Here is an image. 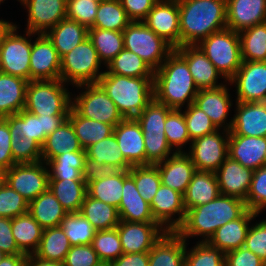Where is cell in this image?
Wrapping results in <instances>:
<instances>
[{
    "mask_svg": "<svg viewBox=\"0 0 266 266\" xmlns=\"http://www.w3.org/2000/svg\"><path fill=\"white\" fill-rule=\"evenodd\" d=\"M124 158L131 166L146 165L143 132L135 118L123 119L113 130Z\"/></svg>",
    "mask_w": 266,
    "mask_h": 266,
    "instance_id": "obj_21",
    "label": "cell"
},
{
    "mask_svg": "<svg viewBox=\"0 0 266 266\" xmlns=\"http://www.w3.org/2000/svg\"><path fill=\"white\" fill-rule=\"evenodd\" d=\"M154 220L166 231H175L185 218L183 194L161 184L150 204ZM175 214L178 218H174ZM173 216V218H172Z\"/></svg>",
    "mask_w": 266,
    "mask_h": 266,
    "instance_id": "obj_19",
    "label": "cell"
},
{
    "mask_svg": "<svg viewBox=\"0 0 266 266\" xmlns=\"http://www.w3.org/2000/svg\"><path fill=\"white\" fill-rule=\"evenodd\" d=\"M28 213L43 229L60 226L68 214L49 189L29 202Z\"/></svg>",
    "mask_w": 266,
    "mask_h": 266,
    "instance_id": "obj_35",
    "label": "cell"
},
{
    "mask_svg": "<svg viewBox=\"0 0 266 266\" xmlns=\"http://www.w3.org/2000/svg\"><path fill=\"white\" fill-rule=\"evenodd\" d=\"M60 226L72 246L91 244L97 231L80 212L68 213Z\"/></svg>",
    "mask_w": 266,
    "mask_h": 266,
    "instance_id": "obj_49",
    "label": "cell"
},
{
    "mask_svg": "<svg viewBox=\"0 0 266 266\" xmlns=\"http://www.w3.org/2000/svg\"><path fill=\"white\" fill-rule=\"evenodd\" d=\"M26 266H64V264L62 262L43 260L31 254L27 255Z\"/></svg>",
    "mask_w": 266,
    "mask_h": 266,
    "instance_id": "obj_67",
    "label": "cell"
},
{
    "mask_svg": "<svg viewBox=\"0 0 266 266\" xmlns=\"http://www.w3.org/2000/svg\"><path fill=\"white\" fill-rule=\"evenodd\" d=\"M154 77H127L105 71L97 84L115 103L124 119L136 118L153 100Z\"/></svg>",
    "mask_w": 266,
    "mask_h": 266,
    "instance_id": "obj_5",
    "label": "cell"
},
{
    "mask_svg": "<svg viewBox=\"0 0 266 266\" xmlns=\"http://www.w3.org/2000/svg\"><path fill=\"white\" fill-rule=\"evenodd\" d=\"M220 129L191 141L190 151L186 153L196 170L216 172L228 157V141L230 131ZM225 137V138H224Z\"/></svg>",
    "mask_w": 266,
    "mask_h": 266,
    "instance_id": "obj_13",
    "label": "cell"
},
{
    "mask_svg": "<svg viewBox=\"0 0 266 266\" xmlns=\"http://www.w3.org/2000/svg\"><path fill=\"white\" fill-rule=\"evenodd\" d=\"M88 28L78 22L64 18L45 34L53 43L58 55L62 58L78 44L88 38Z\"/></svg>",
    "mask_w": 266,
    "mask_h": 266,
    "instance_id": "obj_34",
    "label": "cell"
},
{
    "mask_svg": "<svg viewBox=\"0 0 266 266\" xmlns=\"http://www.w3.org/2000/svg\"><path fill=\"white\" fill-rule=\"evenodd\" d=\"M28 80L0 72V117L24 109Z\"/></svg>",
    "mask_w": 266,
    "mask_h": 266,
    "instance_id": "obj_33",
    "label": "cell"
},
{
    "mask_svg": "<svg viewBox=\"0 0 266 266\" xmlns=\"http://www.w3.org/2000/svg\"><path fill=\"white\" fill-rule=\"evenodd\" d=\"M29 202L6 182L0 188V217L15 218L28 212Z\"/></svg>",
    "mask_w": 266,
    "mask_h": 266,
    "instance_id": "obj_56",
    "label": "cell"
},
{
    "mask_svg": "<svg viewBox=\"0 0 266 266\" xmlns=\"http://www.w3.org/2000/svg\"><path fill=\"white\" fill-rule=\"evenodd\" d=\"M246 210L241 199L220 194L204 205L186 210L183 223L175 231L185 241L202 236V242H207L219 227L239 218Z\"/></svg>",
    "mask_w": 266,
    "mask_h": 266,
    "instance_id": "obj_4",
    "label": "cell"
},
{
    "mask_svg": "<svg viewBox=\"0 0 266 266\" xmlns=\"http://www.w3.org/2000/svg\"><path fill=\"white\" fill-rule=\"evenodd\" d=\"M194 104L209 116L217 129L224 127L223 130L230 131L233 119L226 124L225 121H227L232 102L226 84L214 89L199 90Z\"/></svg>",
    "mask_w": 266,
    "mask_h": 266,
    "instance_id": "obj_27",
    "label": "cell"
},
{
    "mask_svg": "<svg viewBox=\"0 0 266 266\" xmlns=\"http://www.w3.org/2000/svg\"><path fill=\"white\" fill-rule=\"evenodd\" d=\"M173 109L153 100L135 118L140 124L145 144L146 165L163 162L172 153L165 136V120Z\"/></svg>",
    "mask_w": 266,
    "mask_h": 266,
    "instance_id": "obj_6",
    "label": "cell"
},
{
    "mask_svg": "<svg viewBox=\"0 0 266 266\" xmlns=\"http://www.w3.org/2000/svg\"><path fill=\"white\" fill-rule=\"evenodd\" d=\"M120 221L157 223L147 203L136 188L129 170H123V192L118 208Z\"/></svg>",
    "mask_w": 266,
    "mask_h": 266,
    "instance_id": "obj_29",
    "label": "cell"
},
{
    "mask_svg": "<svg viewBox=\"0 0 266 266\" xmlns=\"http://www.w3.org/2000/svg\"><path fill=\"white\" fill-rule=\"evenodd\" d=\"M198 91L187 61L174 49L154 71V99L171 109L181 110L185 102L186 106L194 103Z\"/></svg>",
    "mask_w": 266,
    "mask_h": 266,
    "instance_id": "obj_3",
    "label": "cell"
},
{
    "mask_svg": "<svg viewBox=\"0 0 266 266\" xmlns=\"http://www.w3.org/2000/svg\"><path fill=\"white\" fill-rule=\"evenodd\" d=\"M161 184L184 194L197 171L186 152H173L172 156L156 164Z\"/></svg>",
    "mask_w": 266,
    "mask_h": 266,
    "instance_id": "obj_26",
    "label": "cell"
},
{
    "mask_svg": "<svg viewBox=\"0 0 266 266\" xmlns=\"http://www.w3.org/2000/svg\"><path fill=\"white\" fill-rule=\"evenodd\" d=\"M91 245L105 266L123 254L117 228L96 231Z\"/></svg>",
    "mask_w": 266,
    "mask_h": 266,
    "instance_id": "obj_51",
    "label": "cell"
},
{
    "mask_svg": "<svg viewBox=\"0 0 266 266\" xmlns=\"http://www.w3.org/2000/svg\"><path fill=\"white\" fill-rule=\"evenodd\" d=\"M262 266H266V259L263 260Z\"/></svg>",
    "mask_w": 266,
    "mask_h": 266,
    "instance_id": "obj_72",
    "label": "cell"
},
{
    "mask_svg": "<svg viewBox=\"0 0 266 266\" xmlns=\"http://www.w3.org/2000/svg\"><path fill=\"white\" fill-rule=\"evenodd\" d=\"M184 266H225V253L207 242L198 241L185 253Z\"/></svg>",
    "mask_w": 266,
    "mask_h": 266,
    "instance_id": "obj_52",
    "label": "cell"
},
{
    "mask_svg": "<svg viewBox=\"0 0 266 266\" xmlns=\"http://www.w3.org/2000/svg\"><path fill=\"white\" fill-rule=\"evenodd\" d=\"M88 38L97 51L99 60L108 64L119 52L124 49L123 32L89 28Z\"/></svg>",
    "mask_w": 266,
    "mask_h": 266,
    "instance_id": "obj_45",
    "label": "cell"
},
{
    "mask_svg": "<svg viewBox=\"0 0 266 266\" xmlns=\"http://www.w3.org/2000/svg\"><path fill=\"white\" fill-rule=\"evenodd\" d=\"M6 256V254L2 251H0V263L2 262L3 258Z\"/></svg>",
    "mask_w": 266,
    "mask_h": 266,
    "instance_id": "obj_70",
    "label": "cell"
},
{
    "mask_svg": "<svg viewBox=\"0 0 266 266\" xmlns=\"http://www.w3.org/2000/svg\"><path fill=\"white\" fill-rule=\"evenodd\" d=\"M227 28L241 32L266 21V0H226Z\"/></svg>",
    "mask_w": 266,
    "mask_h": 266,
    "instance_id": "obj_28",
    "label": "cell"
},
{
    "mask_svg": "<svg viewBox=\"0 0 266 266\" xmlns=\"http://www.w3.org/2000/svg\"><path fill=\"white\" fill-rule=\"evenodd\" d=\"M0 251L6 255L23 254L12 235L11 219L0 217Z\"/></svg>",
    "mask_w": 266,
    "mask_h": 266,
    "instance_id": "obj_64",
    "label": "cell"
},
{
    "mask_svg": "<svg viewBox=\"0 0 266 266\" xmlns=\"http://www.w3.org/2000/svg\"><path fill=\"white\" fill-rule=\"evenodd\" d=\"M11 133L12 157L16 164L42 161L46 137L68 118V115H33L26 110L3 117Z\"/></svg>",
    "mask_w": 266,
    "mask_h": 266,
    "instance_id": "obj_1",
    "label": "cell"
},
{
    "mask_svg": "<svg viewBox=\"0 0 266 266\" xmlns=\"http://www.w3.org/2000/svg\"><path fill=\"white\" fill-rule=\"evenodd\" d=\"M123 192V170L113 176L87 183V194L99 201L119 208Z\"/></svg>",
    "mask_w": 266,
    "mask_h": 266,
    "instance_id": "obj_47",
    "label": "cell"
},
{
    "mask_svg": "<svg viewBox=\"0 0 266 266\" xmlns=\"http://www.w3.org/2000/svg\"><path fill=\"white\" fill-rule=\"evenodd\" d=\"M11 228L18 249L25 255L34 254L43 233V228L38 222L27 212L12 218Z\"/></svg>",
    "mask_w": 266,
    "mask_h": 266,
    "instance_id": "obj_37",
    "label": "cell"
},
{
    "mask_svg": "<svg viewBox=\"0 0 266 266\" xmlns=\"http://www.w3.org/2000/svg\"><path fill=\"white\" fill-rule=\"evenodd\" d=\"M129 175L134 179L142 198L149 204L161 186V177L156 165L132 166Z\"/></svg>",
    "mask_w": 266,
    "mask_h": 266,
    "instance_id": "obj_50",
    "label": "cell"
},
{
    "mask_svg": "<svg viewBox=\"0 0 266 266\" xmlns=\"http://www.w3.org/2000/svg\"><path fill=\"white\" fill-rule=\"evenodd\" d=\"M82 149L74 127L67 118L62 125L46 137L42 145V161L46 163L64 153L81 151Z\"/></svg>",
    "mask_w": 266,
    "mask_h": 266,
    "instance_id": "obj_36",
    "label": "cell"
},
{
    "mask_svg": "<svg viewBox=\"0 0 266 266\" xmlns=\"http://www.w3.org/2000/svg\"><path fill=\"white\" fill-rule=\"evenodd\" d=\"M220 193L245 202L252 181L253 170L243 167L229 156L215 172Z\"/></svg>",
    "mask_w": 266,
    "mask_h": 266,
    "instance_id": "obj_23",
    "label": "cell"
},
{
    "mask_svg": "<svg viewBox=\"0 0 266 266\" xmlns=\"http://www.w3.org/2000/svg\"><path fill=\"white\" fill-rule=\"evenodd\" d=\"M86 86V87H85ZM77 88H85L72 102V108L82 117L115 127L124 118L118 111L115 103L97 84H80Z\"/></svg>",
    "mask_w": 266,
    "mask_h": 266,
    "instance_id": "obj_12",
    "label": "cell"
},
{
    "mask_svg": "<svg viewBox=\"0 0 266 266\" xmlns=\"http://www.w3.org/2000/svg\"><path fill=\"white\" fill-rule=\"evenodd\" d=\"M76 136L83 149L113 134L114 127L103 122L80 116L72 107L68 114Z\"/></svg>",
    "mask_w": 266,
    "mask_h": 266,
    "instance_id": "obj_41",
    "label": "cell"
},
{
    "mask_svg": "<svg viewBox=\"0 0 266 266\" xmlns=\"http://www.w3.org/2000/svg\"><path fill=\"white\" fill-rule=\"evenodd\" d=\"M98 6L99 3L91 0H67L66 18L89 29L95 22Z\"/></svg>",
    "mask_w": 266,
    "mask_h": 266,
    "instance_id": "obj_57",
    "label": "cell"
},
{
    "mask_svg": "<svg viewBox=\"0 0 266 266\" xmlns=\"http://www.w3.org/2000/svg\"><path fill=\"white\" fill-rule=\"evenodd\" d=\"M124 48L137 54L154 71L167 59L174 48L143 21H132L123 31Z\"/></svg>",
    "mask_w": 266,
    "mask_h": 266,
    "instance_id": "obj_9",
    "label": "cell"
},
{
    "mask_svg": "<svg viewBox=\"0 0 266 266\" xmlns=\"http://www.w3.org/2000/svg\"><path fill=\"white\" fill-rule=\"evenodd\" d=\"M229 135L266 137V102H236Z\"/></svg>",
    "mask_w": 266,
    "mask_h": 266,
    "instance_id": "obj_22",
    "label": "cell"
},
{
    "mask_svg": "<svg viewBox=\"0 0 266 266\" xmlns=\"http://www.w3.org/2000/svg\"><path fill=\"white\" fill-rule=\"evenodd\" d=\"M86 156L100 164H111L118 170H129L132 166L126 161L117 139L113 134L85 149Z\"/></svg>",
    "mask_w": 266,
    "mask_h": 266,
    "instance_id": "obj_46",
    "label": "cell"
},
{
    "mask_svg": "<svg viewBox=\"0 0 266 266\" xmlns=\"http://www.w3.org/2000/svg\"><path fill=\"white\" fill-rule=\"evenodd\" d=\"M131 22L120 0H105L99 3L91 28L123 31Z\"/></svg>",
    "mask_w": 266,
    "mask_h": 266,
    "instance_id": "obj_48",
    "label": "cell"
},
{
    "mask_svg": "<svg viewBox=\"0 0 266 266\" xmlns=\"http://www.w3.org/2000/svg\"><path fill=\"white\" fill-rule=\"evenodd\" d=\"M30 55V81L60 79L61 58L45 33L37 34Z\"/></svg>",
    "mask_w": 266,
    "mask_h": 266,
    "instance_id": "obj_18",
    "label": "cell"
},
{
    "mask_svg": "<svg viewBox=\"0 0 266 266\" xmlns=\"http://www.w3.org/2000/svg\"><path fill=\"white\" fill-rule=\"evenodd\" d=\"M91 1H96L97 3H101L102 1H105V0H91Z\"/></svg>",
    "mask_w": 266,
    "mask_h": 266,
    "instance_id": "obj_71",
    "label": "cell"
},
{
    "mask_svg": "<svg viewBox=\"0 0 266 266\" xmlns=\"http://www.w3.org/2000/svg\"><path fill=\"white\" fill-rule=\"evenodd\" d=\"M159 0H120L131 21H143Z\"/></svg>",
    "mask_w": 266,
    "mask_h": 266,
    "instance_id": "obj_63",
    "label": "cell"
},
{
    "mask_svg": "<svg viewBox=\"0 0 266 266\" xmlns=\"http://www.w3.org/2000/svg\"><path fill=\"white\" fill-rule=\"evenodd\" d=\"M116 228L123 253L149 252L166 232L159 223L120 221Z\"/></svg>",
    "mask_w": 266,
    "mask_h": 266,
    "instance_id": "obj_17",
    "label": "cell"
},
{
    "mask_svg": "<svg viewBox=\"0 0 266 266\" xmlns=\"http://www.w3.org/2000/svg\"><path fill=\"white\" fill-rule=\"evenodd\" d=\"M119 170L111 164H100L94 159L86 156L82 176L86 184L90 181H97L103 177L113 176Z\"/></svg>",
    "mask_w": 266,
    "mask_h": 266,
    "instance_id": "obj_61",
    "label": "cell"
},
{
    "mask_svg": "<svg viewBox=\"0 0 266 266\" xmlns=\"http://www.w3.org/2000/svg\"><path fill=\"white\" fill-rule=\"evenodd\" d=\"M72 245L61 226L43 229L42 238L35 256L40 259L64 262Z\"/></svg>",
    "mask_w": 266,
    "mask_h": 266,
    "instance_id": "obj_42",
    "label": "cell"
},
{
    "mask_svg": "<svg viewBox=\"0 0 266 266\" xmlns=\"http://www.w3.org/2000/svg\"><path fill=\"white\" fill-rule=\"evenodd\" d=\"M108 266H149V252L123 253Z\"/></svg>",
    "mask_w": 266,
    "mask_h": 266,
    "instance_id": "obj_65",
    "label": "cell"
},
{
    "mask_svg": "<svg viewBox=\"0 0 266 266\" xmlns=\"http://www.w3.org/2000/svg\"><path fill=\"white\" fill-rule=\"evenodd\" d=\"M143 23L174 49L180 47L178 0H159Z\"/></svg>",
    "mask_w": 266,
    "mask_h": 266,
    "instance_id": "obj_16",
    "label": "cell"
},
{
    "mask_svg": "<svg viewBox=\"0 0 266 266\" xmlns=\"http://www.w3.org/2000/svg\"><path fill=\"white\" fill-rule=\"evenodd\" d=\"M236 102H266V61H243L234 77Z\"/></svg>",
    "mask_w": 266,
    "mask_h": 266,
    "instance_id": "obj_15",
    "label": "cell"
},
{
    "mask_svg": "<svg viewBox=\"0 0 266 266\" xmlns=\"http://www.w3.org/2000/svg\"><path fill=\"white\" fill-rule=\"evenodd\" d=\"M46 163L14 164L5 171V182L28 202L49 188V172Z\"/></svg>",
    "mask_w": 266,
    "mask_h": 266,
    "instance_id": "obj_14",
    "label": "cell"
},
{
    "mask_svg": "<svg viewBox=\"0 0 266 266\" xmlns=\"http://www.w3.org/2000/svg\"><path fill=\"white\" fill-rule=\"evenodd\" d=\"M263 260L244 246L225 254V266H262Z\"/></svg>",
    "mask_w": 266,
    "mask_h": 266,
    "instance_id": "obj_62",
    "label": "cell"
},
{
    "mask_svg": "<svg viewBox=\"0 0 266 266\" xmlns=\"http://www.w3.org/2000/svg\"><path fill=\"white\" fill-rule=\"evenodd\" d=\"M228 156L253 171L266 165V137L229 135Z\"/></svg>",
    "mask_w": 266,
    "mask_h": 266,
    "instance_id": "obj_25",
    "label": "cell"
},
{
    "mask_svg": "<svg viewBox=\"0 0 266 266\" xmlns=\"http://www.w3.org/2000/svg\"><path fill=\"white\" fill-rule=\"evenodd\" d=\"M111 74L127 77H154V70L137 54L123 49L107 65Z\"/></svg>",
    "mask_w": 266,
    "mask_h": 266,
    "instance_id": "obj_43",
    "label": "cell"
},
{
    "mask_svg": "<svg viewBox=\"0 0 266 266\" xmlns=\"http://www.w3.org/2000/svg\"><path fill=\"white\" fill-rule=\"evenodd\" d=\"M165 136L168 144L173 149L175 146V152H183L182 146L186 143L191 142L187 131V125L184 118V114L181 110L173 109L165 120L164 124Z\"/></svg>",
    "mask_w": 266,
    "mask_h": 266,
    "instance_id": "obj_53",
    "label": "cell"
},
{
    "mask_svg": "<svg viewBox=\"0 0 266 266\" xmlns=\"http://www.w3.org/2000/svg\"><path fill=\"white\" fill-rule=\"evenodd\" d=\"M101 61L89 38L61 58L60 79L72 85L97 83Z\"/></svg>",
    "mask_w": 266,
    "mask_h": 266,
    "instance_id": "obj_10",
    "label": "cell"
},
{
    "mask_svg": "<svg viewBox=\"0 0 266 266\" xmlns=\"http://www.w3.org/2000/svg\"><path fill=\"white\" fill-rule=\"evenodd\" d=\"M186 245L176 231H166L149 251V266H184Z\"/></svg>",
    "mask_w": 266,
    "mask_h": 266,
    "instance_id": "obj_31",
    "label": "cell"
},
{
    "mask_svg": "<svg viewBox=\"0 0 266 266\" xmlns=\"http://www.w3.org/2000/svg\"><path fill=\"white\" fill-rule=\"evenodd\" d=\"M28 12L27 31L43 34L66 18L67 0H18Z\"/></svg>",
    "mask_w": 266,
    "mask_h": 266,
    "instance_id": "obj_20",
    "label": "cell"
},
{
    "mask_svg": "<svg viewBox=\"0 0 266 266\" xmlns=\"http://www.w3.org/2000/svg\"><path fill=\"white\" fill-rule=\"evenodd\" d=\"M64 85L61 79L29 81L24 110L40 116L68 115L72 99Z\"/></svg>",
    "mask_w": 266,
    "mask_h": 266,
    "instance_id": "obj_7",
    "label": "cell"
},
{
    "mask_svg": "<svg viewBox=\"0 0 266 266\" xmlns=\"http://www.w3.org/2000/svg\"><path fill=\"white\" fill-rule=\"evenodd\" d=\"M242 61H266V21L239 32Z\"/></svg>",
    "mask_w": 266,
    "mask_h": 266,
    "instance_id": "obj_44",
    "label": "cell"
},
{
    "mask_svg": "<svg viewBox=\"0 0 266 266\" xmlns=\"http://www.w3.org/2000/svg\"><path fill=\"white\" fill-rule=\"evenodd\" d=\"M175 50L187 61V65L196 87L214 89L223 86L217 80L222 75L197 45H183Z\"/></svg>",
    "mask_w": 266,
    "mask_h": 266,
    "instance_id": "obj_24",
    "label": "cell"
},
{
    "mask_svg": "<svg viewBox=\"0 0 266 266\" xmlns=\"http://www.w3.org/2000/svg\"><path fill=\"white\" fill-rule=\"evenodd\" d=\"M16 164L12 157L11 133L7 121L0 117V170L7 171Z\"/></svg>",
    "mask_w": 266,
    "mask_h": 266,
    "instance_id": "obj_60",
    "label": "cell"
},
{
    "mask_svg": "<svg viewBox=\"0 0 266 266\" xmlns=\"http://www.w3.org/2000/svg\"><path fill=\"white\" fill-rule=\"evenodd\" d=\"M63 264L64 266H105L91 244L72 246Z\"/></svg>",
    "mask_w": 266,
    "mask_h": 266,
    "instance_id": "obj_58",
    "label": "cell"
},
{
    "mask_svg": "<svg viewBox=\"0 0 266 266\" xmlns=\"http://www.w3.org/2000/svg\"><path fill=\"white\" fill-rule=\"evenodd\" d=\"M245 204L247 209L257 214L266 209V165L253 171Z\"/></svg>",
    "mask_w": 266,
    "mask_h": 266,
    "instance_id": "obj_55",
    "label": "cell"
},
{
    "mask_svg": "<svg viewBox=\"0 0 266 266\" xmlns=\"http://www.w3.org/2000/svg\"><path fill=\"white\" fill-rule=\"evenodd\" d=\"M86 159V151L67 152L46 162L49 180H84L82 171Z\"/></svg>",
    "mask_w": 266,
    "mask_h": 266,
    "instance_id": "obj_38",
    "label": "cell"
},
{
    "mask_svg": "<svg viewBox=\"0 0 266 266\" xmlns=\"http://www.w3.org/2000/svg\"><path fill=\"white\" fill-rule=\"evenodd\" d=\"M180 46L198 45L227 28L226 0H178Z\"/></svg>",
    "mask_w": 266,
    "mask_h": 266,
    "instance_id": "obj_2",
    "label": "cell"
},
{
    "mask_svg": "<svg viewBox=\"0 0 266 266\" xmlns=\"http://www.w3.org/2000/svg\"><path fill=\"white\" fill-rule=\"evenodd\" d=\"M213 63L225 81L229 82L242 65L239 33L232 29L212 33L197 45Z\"/></svg>",
    "mask_w": 266,
    "mask_h": 266,
    "instance_id": "obj_8",
    "label": "cell"
},
{
    "mask_svg": "<svg viewBox=\"0 0 266 266\" xmlns=\"http://www.w3.org/2000/svg\"><path fill=\"white\" fill-rule=\"evenodd\" d=\"M27 255L25 254H15L6 255L0 266H26Z\"/></svg>",
    "mask_w": 266,
    "mask_h": 266,
    "instance_id": "obj_66",
    "label": "cell"
},
{
    "mask_svg": "<svg viewBox=\"0 0 266 266\" xmlns=\"http://www.w3.org/2000/svg\"><path fill=\"white\" fill-rule=\"evenodd\" d=\"M17 29L11 23L0 37V72L30 81L32 42L28 36L36 33L25 31L27 37H24L16 33Z\"/></svg>",
    "mask_w": 266,
    "mask_h": 266,
    "instance_id": "obj_11",
    "label": "cell"
},
{
    "mask_svg": "<svg viewBox=\"0 0 266 266\" xmlns=\"http://www.w3.org/2000/svg\"><path fill=\"white\" fill-rule=\"evenodd\" d=\"M183 114L191 141L217 130L209 116L194 103L187 106Z\"/></svg>",
    "mask_w": 266,
    "mask_h": 266,
    "instance_id": "obj_54",
    "label": "cell"
},
{
    "mask_svg": "<svg viewBox=\"0 0 266 266\" xmlns=\"http://www.w3.org/2000/svg\"><path fill=\"white\" fill-rule=\"evenodd\" d=\"M220 194L216 174L197 170L183 194L185 210L204 205Z\"/></svg>",
    "mask_w": 266,
    "mask_h": 266,
    "instance_id": "obj_32",
    "label": "cell"
},
{
    "mask_svg": "<svg viewBox=\"0 0 266 266\" xmlns=\"http://www.w3.org/2000/svg\"><path fill=\"white\" fill-rule=\"evenodd\" d=\"M79 212L97 231L116 228L120 223L117 208L106 204L105 202L96 200L88 194H86Z\"/></svg>",
    "mask_w": 266,
    "mask_h": 266,
    "instance_id": "obj_40",
    "label": "cell"
},
{
    "mask_svg": "<svg viewBox=\"0 0 266 266\" xmlns=\"http://www.w3.org/2000/svg\"><path fill=\"white\" fill-rule=\"evenodd\" d=\"M258 214L247 209L239 218L219 227L207 241L212 247L222 250L225 254L244 246L249 230V222Z\"/></svg>",
    "mask_w": 266,
    "mask_h": 266,
    "instance_id": "obj_30",
    "label": "cell"
},
{
    "mask_svg": "<svg viewBox=\"0 0 266 266\" xmlns=\"http://www.w3.org/2000/svg\"><path fill=\"white\" fill-rule=\"evenodd\" d=\"M68 213L79 212L87 194L84 180H49V188Z\"/></svg>",
    "mask_w": 266,
    "mask_h": 266,
    "instance_id": "obj_39",
    "label": "cell"
},
{
    "mask_svg": "<svg viewBox=\"0 0 266 266\" xmlns=\"http://www.w3.org/2000/svg\"><path fill=\"white\" fill-rule=\"evenodd\" d=\"M244 247L262 260L266 259V219L249 227Z\"/></svg>",
    "mask_w": 266,
    "mask_h": 266,
    "instance_id": "obj_59",
    "label": "cell"
},
{
    "mask_svg": "<svg viewBox=\"0 0 266 266\" xmlns=\"http://www.w3.org/2000/svg\"><path fill=\"white\" fill-rule=\"evenodd\" d=\"M5 183V171L0 170V188L4 185Z\"/></svg>",
    "mask_w": 266,
    "mask_h": 266,
    "instance_id": "obj_69",
    "label": "cell"
},
{
    "mask_svg": "<svg viewBox=\"0 0 266 266\" xmlns=\"http://www.w3.org/2000/svg\"><path fill=\"white\" fill-rule=\"evenodd\" d=\"M12 22L9 23V21L1 20L0 19V37L4 30L11 24Z\"/></svg>",
    "mask_w": 266,
    "mask_h": 266,
    "instance_id": "obj_68",
    "label": "cell"
}]
</instances>
